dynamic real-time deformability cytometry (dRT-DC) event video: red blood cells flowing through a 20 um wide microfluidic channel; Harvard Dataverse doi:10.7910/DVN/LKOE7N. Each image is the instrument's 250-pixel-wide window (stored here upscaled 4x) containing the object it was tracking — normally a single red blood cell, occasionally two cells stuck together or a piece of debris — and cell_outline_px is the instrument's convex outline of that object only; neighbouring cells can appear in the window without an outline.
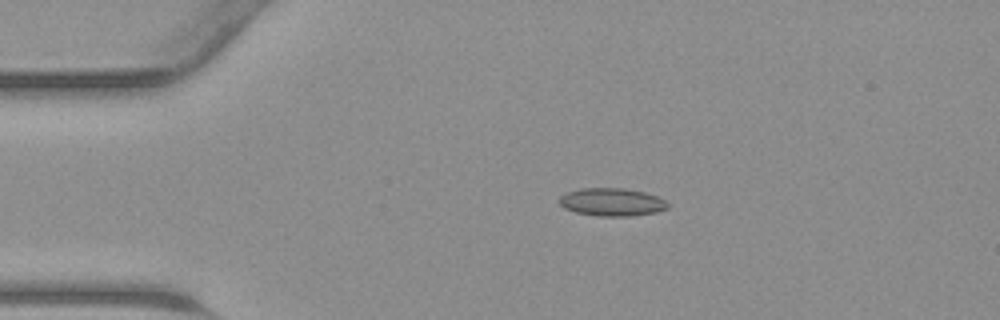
{"species": "common noctule bat (a hibernating species)", "species_latin": "Nyctalus noctula", "temperature_condition": "warm", "stored_images_in_passage": 39, "camera_frame_rate_fps": 3000, "um_per_image_px": 0.085, "animal": {"sex": "male", "body_mass_g": 23.1, "forearm_length_mm": 52.7}, "frame": {"image": 1, "passage_image": 4, "time_ms": 1.0, "image_size_px": [1000, 320], "cell_outline_px": [[668, 208], [656, 212], [632, 216], [596, 216], [576, 212], [564, 208], [560, 204], [560, 196], [568, 192], [580, 188], [624, 188], [644, 192], [656, 196], [664, 200], [668, 204]], "centroid_in_image_um": [52.0, 17.18], "position_along_channel_um": 33.0, "area_um2": 17.57}}
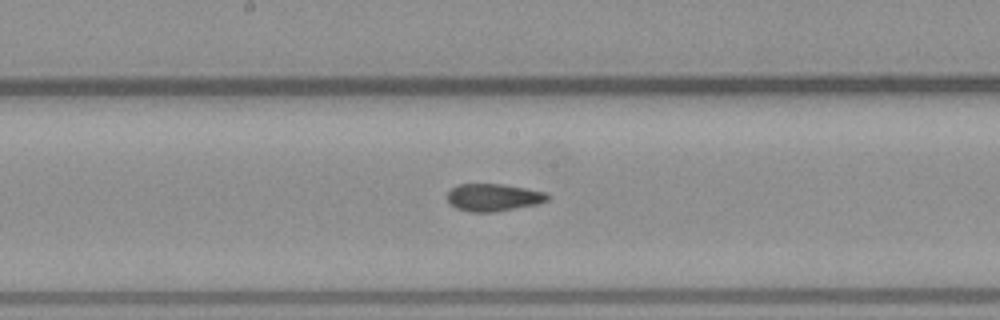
{"frame": {"image": 2, "passage_image": 18, "time_ms": 5.667, "image_size_px": [1000, 320], "cell_outline_px": [[552, 196], [548, 200], [540, 204], [496, 212], [472, 212], [456, 208], [448, 200], [448, 192], [456, 184], [500, 184], [548, 192]], "centroid_in_image_um": [42.01, 16.78], "position_along_channel_um": 206.2, "area_um2": 16.18}}
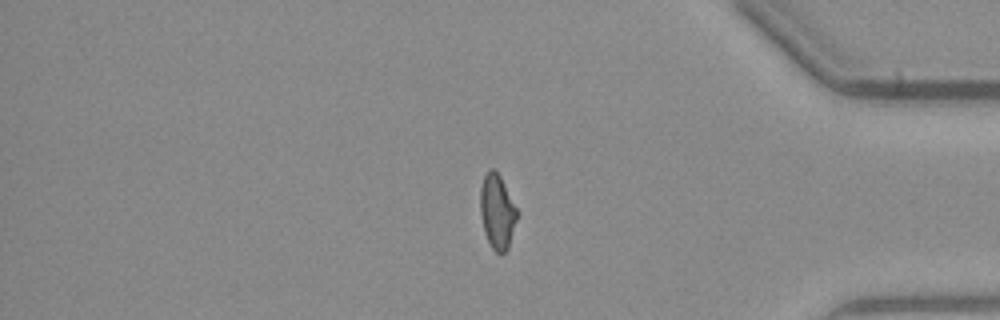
{"frame": {"image": 3, "passage_image": 32, "time_ms": 10.333, "image_size_px": [1000, 320], "cell_outline_px": [[516, 220], [508, 248], [504, 252], [496, 252], [492, 248], [484, 232], [480, 212], [480, 188], [484, 176], [488, 168], [492, 168], [500, 176], [516, 208]], "centroid_in_image_um": [42.23, 17.97], "position_along_channel_um": 393.0, "area_um2": 15.61}}